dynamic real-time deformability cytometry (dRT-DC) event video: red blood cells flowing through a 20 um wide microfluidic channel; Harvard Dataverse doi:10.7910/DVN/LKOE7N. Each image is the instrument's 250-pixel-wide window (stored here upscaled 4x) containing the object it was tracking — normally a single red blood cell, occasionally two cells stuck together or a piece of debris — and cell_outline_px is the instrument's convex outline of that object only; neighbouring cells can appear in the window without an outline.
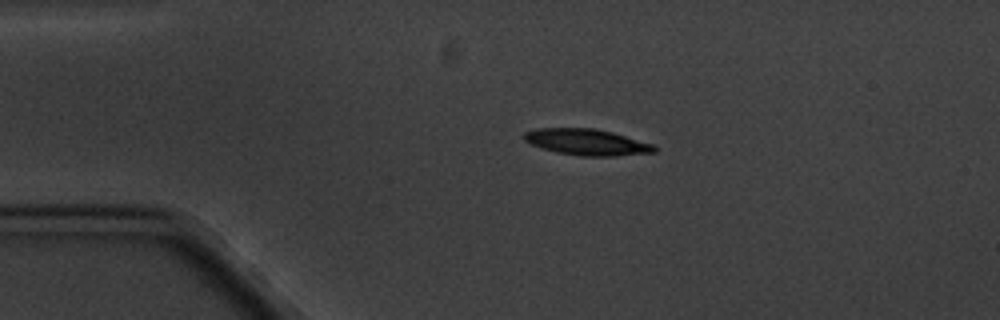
{"species": "common noctule bat (a hibernating species)", "species_latin": "Nyctalus noctula", "temperature_condition": "cold", "stored_images_in_passage": 6, "camera_frame_rate_fps": 3000, "um_per_image_px": 0.085, "animal": {"sex": "male", "body_mass_g": 20.1, "forearm_length_mm": 53.5}, "frame": {"image": 1, "passage_image": 3, "time_ms": 2.333, "image_size_px": [1000, 320], "cell_outline_px": [[656, 152], [616, 156], [580, 156], [556, 152], [532, 144], [524, 140], [524, 132], [536, 128], [596, 128], [612, 132], [656, 144]], "centroid_in_image_um": [49.93, 12.07], "position_along_channel_um": 35.1, "area_um2": 20.0}}
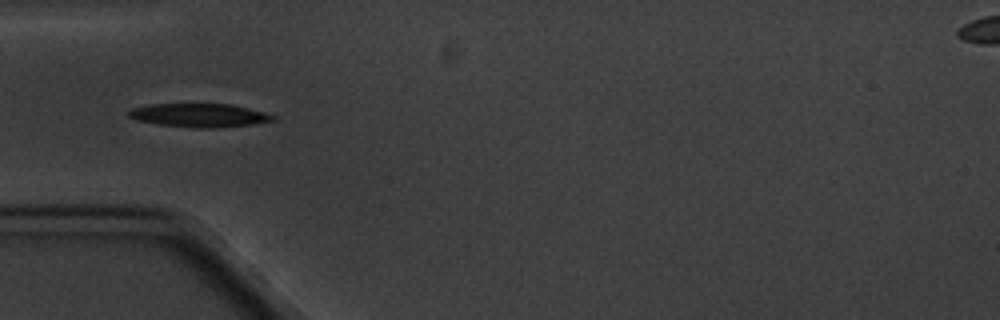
{"frame": {"image": 2, "passage_image": 4, "time_ms": 4.333, "image_size_px": [1000, 320], "cell_outline_px": [[276, 120], [252, 124], [216, 128], [196, 128], [160, 124], [136, 120], [128, 116], [128, 112], [132, 108], [152, 104], [232, 104], [264, 112], [276, 116]], "centroid_in_image_um": [16.96, 9.8], "position_along_channel_um": 68.0, "area_um2": 19.71}}